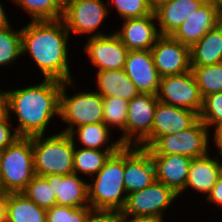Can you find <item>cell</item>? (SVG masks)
Listing matches in <instances>:
<instances>
[{
	"instance_id": "6da1fadb",
	"label": "cell",
	"mask_w": 222,
	"mask_h": 222,
	"mask_svg": "<svg viewBox=\"0 0 222 222\" xmlns=\"http://www.w3.org/2000/svg\"><path fill=\"white\" fill-rule=\"evenodd\" d=\"M22 57L29 54L44 79L74 80L70 68V33L62 19L29 21L21 28Z\"/></svg>"
},
{
	"instance_id": "7a4b0ae2",
	"label": "cell",
	"mask_w": 222,
	"mask_h": 222,
	"mask_svg": "<svg viewBox=\"0 0 222 222\" xmlns=\"http://www.w3.org/2000/svg\"><path fill=\"white\" fill-rule=\"evenodd\" d=\"M62 82L42 79L35 85L7 89V114L17 118L15 131L19 137L44 135L55 116L59 117ZM14 115V116H13Z\"/></svg>"
},
{
	"instance_id": "3957f363",
	"label": "cell",
	"mask_w": 222,
	"mask_h": 222,
	"mask_svg": "<svg viewBox=\"0 0 222 222\" xmlns=\"http://www.w3.org/2000/svg\"><path fill=\"white\" fill-rule=\"evenodd\" d=\"M88 182V201L93 209L122 211L127 193L124 187V146L111 154L102 169Z\"/></svg>"
},
{
	"instance_id": "277c9868",
	"label": "cell",
	"mask_w": 222,
	"mask_h": 222,
	"mask_svg": "<svg viewBox=\"0 0 222 222\" xmlns=\"http://www.w3.org/2000/svg\"><path fill=\"white\" fill-rule=\"evenodd\" d=\"M32 136L35 175H68L73 173L75 145L68 133Z\"/></svg>"
},
{
	"instance_id": "5b68a950",
	"label": "cell",
	"mask_w": 222,
	"mask_h": 222,
	"mask_svg": "<svg viewBox=\"0 0 222 222\" xmlns=\"http://www.w3.org/2000/svg\"><path fill=\"white\" fill-rule=\"evenodd\" d=\"M75 84L74 80L62 82L60 93L59 118L68 124L60 132L68 134L79 126L103 123V97L94 90L69 94L68 86L76 90Z\"/></svg>"
},
{
	"instance_id": "8992f818",
	"label": "cell",
	"mask_w": 222,
	"mask_h": 222,
	"mask_svg": "<svg viewBox=\"0 0 222 222\" xmlns=\"http://www.w3.org/2000/svg\"><path fill=\"white\" fill-rule=\"evenodd\" d=\"M34 176L32 137H19L1 151L0 190L20 193Z\"/></svg>"
},
{
	"instance_id": "52a82bcc",
	"label": "cell",
	"mask_w": 222,
	"mask_h": 222,
	"mask_svg": "<svg viewBox=\"0 0 222 222\" xmlns=\"http://www.w3.org/2000/svg\"><path fill=\"white\" fill-rule=\"evenodd\" d=\"M211 131L198 119L190 128L157 137L146 149L150 155L178 154L200 158L210 152Z\"/></svg>"
},
{
	"instance_id": "ba28073f",
	"label": "cell",
	"mask_w": 222,
	"mask_h": 222,
	"mask_svg": "<svg viewBox=\"0 0 222 222\" xmlns=\"http://www.w3.org/2000/svg\"><path fill=\"white\" fill-rule=\"evenodd\" d=\"M103 0H70L63 5L62 20L68 32L88 37L104 36L99 30L104 20L110 14V9Z\"/></svg>"
},
{
	"instance_id": "9c48e42d",
	"label": "cell",
	"mask_w": 222,
	"mask_h": 222,
	"mask_svg": "<svg viewBox=\"0 0 222 222\" xmlns=\"http://www.w3.org/2000/svg\"><path fill=\"white\" fill-rule=\"evenodd\" d=\"M157 103V95L149 93H139L128 102L125 146L147 148L151 144V130Z\"/></svg>"
},
{
	"instance_id": "30bf717a",
	"label": "cell",
	"mask_w": 222,
	"mask_h": 222,
	"mask_svg": "<svg viewBox=\"0 0 222 222\" xmlns=\"http://www.w3.org/2000/svg\"><path fill=\"white\" fill-rule=\"evenodd\" d=\"M178 197L172 188L156 180L144 189L128 194L122 212L132 216L164 218L165 211Z\"/></svg>"
},
{
	"instance_id": "8fae6325",
	"label": "cell",
	"mask_w": 222,
	"mask_h": 222,
	"mask_svg": "<svg viewBox=\"0 0 222 222\" xmlns=\"http://www.w3.org/2000/svg\"><path fill=\"white\" fill-rule=\"evenodd\" d=\"M158 101L195 111L200 114L203 97L191 71L180 75L165 76L160 79Z\"/></svg>"
},
{
	"instance_id": "7c38bea8",
	"label": "cell",
	"mask_w": 222,
	"mask_h": 222,
	"mask_svg": "<svg viewBox=\"0 0 222 222\" xmlns=\"http://www.w3.org/2000/svg\"><path fill=\"white\" fill-rule=\"evenodd\" d=\"M151 54L161 78L191 71L190 47L171 35H161L151 48Z\"/></svg>"
},
{
	"instance_id": "4fadbf2b",
	"label": "cell",
	"mask_w": 222,
	"mask_h": 222,
	"mask_svg": "<svg viewBox=\"0 0 222 222\" xmlns=\"http://www.w3.org/2000/svg\"><path fill=\"white\" fill-rule=\"evenodd\" d=\"M84 53L90 58L96 71L124 69L129 52L119 37L113 32L104 36L91 37L84 44Z\"/></svg>"
},
{
	"instance_id": "5bb4252c",
	"label": "cell",
	"mask_w": 222,
	"mask_h": 222,
	"mask_svg": "<svg viewBox=\"0 0 222 222\" xmlns=\"http://www.w3.org/2000/svg\"><path fill=\"white\" fill-rule=\"evenodd\" d=\"M156 181L150 152L138 146H124V187L128 194L140 191Z\"/></svg>"
},
{
	"instance_id": "9a60e30c",
	"label": "cell",
	"mask_w": 222,
	"mask_h": 222,
	"mask_svg": "<svg viewBox=\"0 0 222 222\" xmlns=\"http://www.w3.org/2000/svg\"><path fill=\"white\" fill-rule=\"evenodd\" d=\"M114 33L128 50H151L161 36L154 11L147 16L122 20Z\"/></svg>"
},
{
	"instance_id": "2e32d148",
	"label": "cell",
	"mask_w": 222,
	"mask_h": 222,
	"mask_svg": "<svg viewBox=\"0 0 222 222\" xmlns=\"http://www.w3.org/2000/svg\"><path fill=\"white\" fill-rule=\"evenodd\" d=\"M124 71L140 93L158 94L161 77L151 50H129Z\"/></svg>"
},
{
	"instance_id": "e0dca14e",
	"label": "cell",
	"mask_w": 222,
	"mask_h": 222,
	"mask_svg": "<svg viewBox=\"0 0 222 222\" xmlns=\"http://www.w3.org/2000/svg\"><path fill=\"white\" fill-rule=\"evenodd\" d=\"M220 22L217 8L211 2L203 3L171 36L191 48Z\"/></svg>"
},
{
	"instance_id": "ac0fdd59",
	"label": "cell",
	"mask_w": 222,
	"mask_h": 222,
	"mask_svg": "<svg viewBox=\"0 0 222 222\" xmlns=\"http://www.w3.org/2000/svg\"><path fill=\"white\" fill-rule=\"evenodd\" d=\"M199 114L185 108L158 101L151 130V143L159 136L173 134L190 128Z\"/></svg>"
},
{
	"instance_id": "d6986e66",
	"label": "cell",
	"mask_w": 222,
	"mask_h": 222,
	"mask_svg": "<svg viewBox=\"0 0 222 222\" xmlns=\"http://www.w3.org/2000/svg\"><path fill=\"white\" fill-rule=\"evenodd\" d=\"M85 176L75 173L68 175H48L49 187L53 190L57 205L74 208L90 206L88 201V181Z\"/></svg>"
},
{
	"instance_id": "ffe728a7",
	"label": "cell",
	"mask_w": 222,
	"mask_h": 222,
	"mask_svg": "<svg viewBox=\"0 0 222 222\" xmlns=\"http://www.w3.org/2000/svg\"><path fill=\"white\" fill-rule=\"evenodd\" d=\"M156 180L172 188L178 195L185 189L192 158L178 155H151Z\"/></svg>"
},
{
	"instance_id": "44dd1931",
	"label": "cell",
	"mask_w": 222,
	"mask_h": 222,
	"mask_svg": "<svg viewBox=\"0 0 222 222\" xmlns=\"http://www.w3.org/2000/svg\"><path fill=\"white\" fill-rule=\"evenodd\" d=\"M219 161L217 157L211 156L210 152L206 156L192 159L185 189L179 196L191 189L206 197L221 174Z\"/></svg>"
},
{
	"instance_id": "7402d4cb",
	"label": "cell",
	"mask_w": 222,
	"mask_h": 222,
	"mask_svg": "<svg viewBox=\"0 0 222 222\" xmlns=\"http://www.w3.org/2000/svg\"><path fill=\"white\" fill-rule=\"evenodd\" d=\"M203 4L200 0H171L154 10L161 35H172Z\"/></svg>"
},
{
	"instance_id": "603a6c76",
	"label": "cell",
	"mask_w": 222,
	"mask_h": 222,
	"mask_svg": "<svg viewBox=\"0 0 222 222\" xmlns=\"http://www.w3.org/2000/svg\"><path fill=\"white\" fill-rule=\"evenodd\" d=\"M111 135H113L111 129L104 123H92L79 126L69 133L75 147L103 151H118L123 145L118 138L117 140L111 141ZM79 144L81 146H79Z\"/></svg>"
},
{
	"instance_id": "cb8c5ba5",
	"label": "cell",
	"mask_w": 222,
	"mask_h": 222,
	"mask_svg": "<svg viewBox=\"0 0 222 222\" xmlns=\"http://www.w3.org/2000/svg\"><path fill=\"white\" fill-rule=\"evenodd\" d=\"M95 75L96 92L102 97H118L129 102L140 93L124 69L96 71Z\"/></svg>"
},
{
	"instance_id": "d4e9b609",
	"label": "cell",
	"mask_w": 222,
	"mask_h": 222,
	"mask_svg": "<svg viewBox=\"0 0 222 222\" xmlns=\"http://www.w3.org/2000/svg\"><path fill=\"white\" fill-rule=\"evenodd\" d=\"M190 56L191 66H207L222 62V22L190 48Z\"/></svg>"
},
{
	"instance_id": "484cf974",
	"label": "cell",
	"mask_w": 222,
	"mask_h": 222,
	"mask_svg": "<svg viewBox=\"0 0 222 222\" xmlns=\"http://www.w3.org/2000/svg\"><path fill=\"white\" fill-rule=\"evenodd\" d=\"M5 222H46V209L21 192L7 193Z\"/></svg>"
},
{
	"instance_id": "4316f807",
	"label": "cell",
	"mask_w": 222,
	"mask_h": 222,
	"mask_svg": "<svg viewBox=\"0 0 222 222\" xmlns=\"http://www.w3.org/2000/svg\"><path fill=\"white\" fill-rule=\"evenodd\" d=\"M117 151H103L97 149H88L83 147H75L73 173L82 176H95L104 166L106 160L111 154ZM82 174V175H80Z\"/></svg>"
},
{
	"instance_id": "83f0119b",
	"label": "cell",
	"mask_w": 222,
	"mask_h": 222,
	"mask_svg": "<svg viewBox=\"0 0 222 222\" xmlns=\"http://www.w3.org/2000/svg\"><path fill=\"white\" fill-rule=\"evenodd\" d=\"M31 17L30 21L59 20L63 16V5L58 0H11Z\"/></svg>"
},
{
	"instance_id": "f1b7e54d",
	"label": "cell",
	"mask_w": 222,
	"mask_h": 222,
	"mask_svg": "<svg viewBox=\"0 0 222 222\" xmlns=\"http://www.w3.org/2000/svg\"><path fill=\"white\" fill-rule=\"evenodd\" d=\"M127 111L128 101L118 97H103V123L111 130L112 128L120 130L122 136L118 139L123 146H125Z\"/></svg>"
},
{
	"instance_id": "f546056e",
	"label": "cell",
	"mask_w": 222,
	"mask_h": 222,
	"mask_svg": "<svg viewBox=\"0 0 222 222\" xmlns=\"http://www.w3.org/2000/svg\"><path fill=\"white\" fill-rule=\"evenodd\" d=\"M11 25L0 30V68L14 64L22 56V34Z\"/></svg>"
},
{
	"instance_id": "4dcf8cb0",
	"label": "cell",
	"mask_w": 222,
	"mask_h": 222,
	"mask_svg": "<svg viewBox=\"0 0 222 222\" xmlns=\"http://www.w3.org/2000/svg\"><path fill=\"white\" fill-rule=\"evenodd\" d=\"M191 70L203 98L222 92V62L207 66H191Z\"/></svg>"
},
{
	"instance_id": "1f68e13d",
	"label": "cell",
	"mask_w": 222,
	"mask_h": 222,
	"mask_svg": "<svg viewBox=\"0 0 222 222\" xmlns=\"http://www.w3.org/2000/svg\"><path fill=\"white\" fill-rule=\"evenodd\" d=\"M21 193L46 210L56 205L55 195L48 184V176L35 175Z\"/></svg>"
},
{
	"instance_id": "d6a6232c",
	"label": "cell",
	"mask_w": 222,
	"mask_h": 222,
	"mask_svg": "<svg viewBox=\"0 0 222 222\" xmlns=\"http://www.w3.org/2000/svg\"><path fill=\"white\" fill-rule=\"evenodd\" d=\"M199 119L209 130L222 126V92L207 95L203 98V107Z\"/></svg>"
},
{
	"instance_id": "836d02e7",
	"label": "cell",
	"mask_w": 222,
	"mask_h": 222,
	"mask_svg": "<svg viewBox=\"0 0 222 222\" xmlns=\"http://www.w3.org/2000/svg\"><path fill=\"white\" fill-rule=\"evenodd\" d=\"M91 209L90 206L74 208L56 204L46 210V222H84Z\"/></svg>"
},
{
	"instance_id": "e575fe53",
	"label": "cell",
	"mask_w": 222,
	"mask_h": 222,
	"mask_svg": "<svg viewBox=\"0 0 222 222\" xmlns=\"http://www.w3.org/2000/svg\"><path fill=\"white\" fill-rule=\"evenodd\" d=\"M107 3V5L116 8L117 15L121 20L140 18L153 12L146 0H108Z\"/></svg>"
},
{
	"instance_id": "d590c367",
	"label": "cell",
	"mask_w": 222,
	"mask_h": 222,
	"mask_svg": "<svg viewBox=\"0 0 222 222\" xmlns=\"http://www.w3.org/2000/svg\"><path fill=\"white\" fill-rule=\"evenodd\" d=\"M18 138L19 136L17 135L14 124L9 119L8 114L0 118V151L5 150Z\"/></svg>"
},
{
	"instance_id": "8d00e7d4",
	"label": "cell",
	"mask_w": 222,
	"mask_h": 222,
	"mask_svg": "<svg viewBox=\"0 0 222 222\" xmlns=\"http://www.w3.org/2000/svg\"><path fill=\"white\" fill-rule=\"evenodd\" d=\"M120 211L91 209L84 222H119Z\"/></svg>"
},
{
	"instance_id": "74e56055",
	"label": "cell",
	"mask_w": 222,
	"mask_h": 222,
	"mask_svg": "<svg viewBox=\"0 0 222 222\" xmlns=\"http://www.w3.org/2000/svg\"><path fill=\"white\" fill-rule=\"evenodd\" d=\"M206 202L222 207V175L220 174L210 193L204 198Z\"/></svg>"
},
{
	"instance_id": "f35d334b",
	"label": "cell",
	"mask_w": 222,
	"mask_h": 222,
	"mask_svg": "<svg viewBox=\"0 0 222 222\" xmlns=\"http://www.w3.org/2000/svg\"><path fill=\"white\" fill-rule=\"evenodd\" d=\"M164 218L150 216H132L120 212L119 222H165Z\"/></svg>"
},
{
	"instance_id": "ab89813d",
	"label": "cell",
	"mask_w": 222,
	"mask_h": 222,
	"mask_svg": "<svg viewBox=\"0 0 222 222\" xmlns=\"http://www.w3.org/2000/svg\"><path fill=\"white\" fill-rule=\"evenodd\" d=\"M214 131H212L214 134L212 136L213 145L217 147V152L215 153V157H219L218 159H222V126L213 128ZM217 154V155H216Z\"/></svg>"
},
{
	"instance_id": "60d3db41",
	"label": "cell",
	"mask_w": 222,
	"mask_h": 222,
	"mask_svg": "<svg viewBox=\"0 0 222 222\" xmlns=\"http://www.w3.org/2000/svg\"><path fill=\"white\" fill-rule=\"evenodd\" d=\"M6 14L7 13L5 11L4 4L3 2L2 3L0 2V30L5 29L12 25L11 21L8 19L10 17H8Z\"/></svg>"
},
{
	"instance_id": "b9f144b4",
	"label": "cell",
	"mask_w": 222,
	"mask_h": 222,
	"mask_svg": "<svg viewBox=\"0 0 222 222\" xmlns=\"http://www.w3.org/2000/svg\"><path fill=\"white\" fill-rule=\"evenodd\" d=\"M7 114V90L0 89V118Z\"/></svg>"
},
{
	"instance_id": "7bdbcfd3",
	"label": "cell",
	"mask_w": 222,
	"mask_h": 222,
	"mask_svg": "<svg viewBox=\"0 0 222 222\" xmlns=\"http://www.w3.org/2000/svg\"><path fill=\"white\" fill-rule=\"evenodd\" d=\"M6 199H7V193L0 190V222H5Z\"/></svg>"
},
{
	"instance_id": "ee69618b",
	"label": "cell",
	"mask_w": 222,
	"mask_h": 222,
	"mask_svg": "<svg viewBox=\"0 0 222 222\" xmlns=\"http://www.w3.org/2000/svg\"><path fill=\"white\" fill-rule=\"evenodd\" d=\"M150 8L154 11L157 9L160 5L167 3L171 0H146Z\"/></svg>"
},
{
	"instance_id": "f6af8a7d",
	"label": "cell",
	"mask_w": 222,
	"mask_h": 222,
	"mask_svg": "<svg viewBox=\"0 0 222 222\" xmlns=\"http://www.w3.org/2000/svg\"><path fill=\"white\" fill-rule=\"evenodd\" d=\"M210 2L217 8L220 16L222 17V0H210Z\"/></svg>"
},
{
	"instance_id": "bcb514c9",
	"label": "cell",
	"mask_w": 222,
	"mask_h": 222,
	"mask_svg": "<svg viewBox=\"0 0 222 222\" xmlns=\"http://www.w3.org/2000/svg\"><path fill=\"white\" fill-rule=\"evenodd\" d=\"M62 5H64L66 2L70 1V0H58Z\"/></svg>"
},
{
	"instance_id": "7dc6e473",
	"label": "cell",
	"mask_w": 222,
	"mask_h": 222,
	"mask_svg": "<svg viewBox=\"0 0 222 222\" xmlns=\"http://www.w3.org/2000/svg\"><path fill=\"white\" fill-rule=\"evenodd\" d=\"M219 160H221V161H219V163H220V173L222 175V159H219Z\"/></svg>"
},
{
	"instance_id": "c3c4849f",
	"label": "cell",
	"mask_w": 222,
	"mask_h": 222,
	"mask_svg": "<svg viewBox=\"0 0 222 222\" xmlns=\"http://www.w3.org/2000/svg\"><path fill=\"white\" fill-rule=\"evenodd\" d=\"M200 1H202L203 3H208V2H210V0H200Z\"/></svg>"
}]
</instances>
